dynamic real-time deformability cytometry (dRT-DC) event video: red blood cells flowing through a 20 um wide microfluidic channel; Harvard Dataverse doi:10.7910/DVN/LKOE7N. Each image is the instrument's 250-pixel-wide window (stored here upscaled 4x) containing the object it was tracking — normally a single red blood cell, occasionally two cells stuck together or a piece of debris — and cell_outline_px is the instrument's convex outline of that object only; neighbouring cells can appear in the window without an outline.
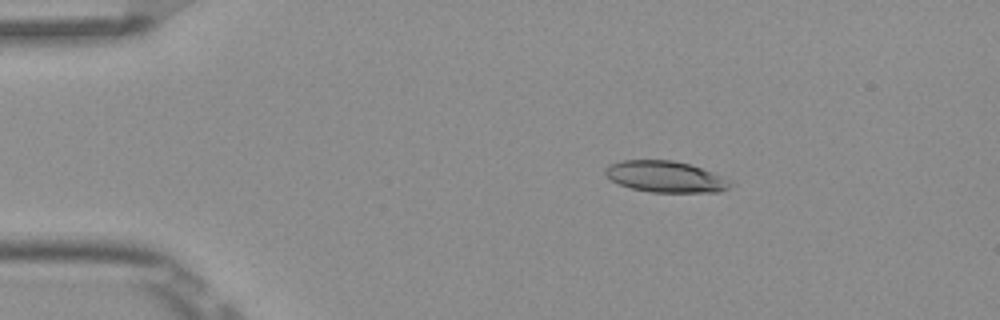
{"species": "Egyptian fruit bat (a non-hibernating species)", "species_latin": "Rousettus aegyptiacus", "temperature_condition": "room temperature", "stored_images_in_passage": 5, "camera_frame_rate_fps": 3000, "um_per_image_px": 0.085, "frame": {"image": 1, "passage_image": 2, "time_ms": 0.333, "image_size_px": [1000, 320], "cell_outline_px": [[736, 184], [720, 192], [652, 192], [632, 188], [620, 184], [612, 180], [604, 172], [604, 168], [608, 164], [624, 160], [672, 160], [688, 164], [700, 168], [732, 180]], "centroid_in_image_um": [56.59, 15.02], "position_along_channel_um": 28.4, "area_um2": 22.72}}
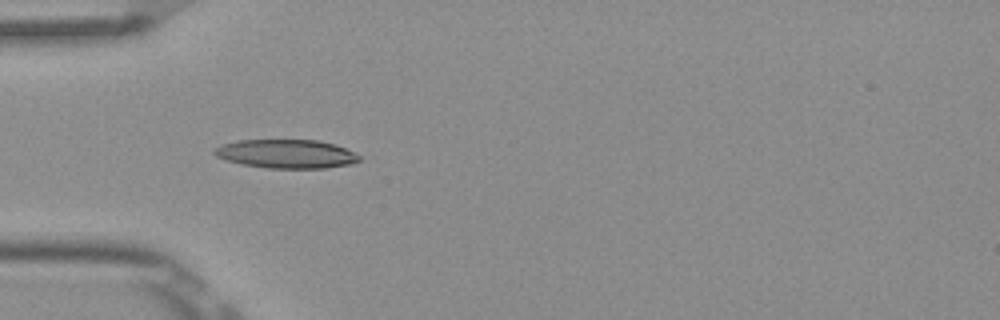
{"frame": {"image": 2, "passage_image": 4, "time_ms": 1.0, "image_size_px": [1000, 320], "cell_outline_px": [[360, 160], [352, 164], [324, 168], [268, 168], [240, 164], [216, 156], [212, 152], [212, 148], [224, 144], [240, 140], [316, 140], [332, 144], [344, 148], [360, 156]], "centroid_in_image_um": [24.31, 13.08], "position_along_channel_um": 60.7, "area_um2": 24.1}}
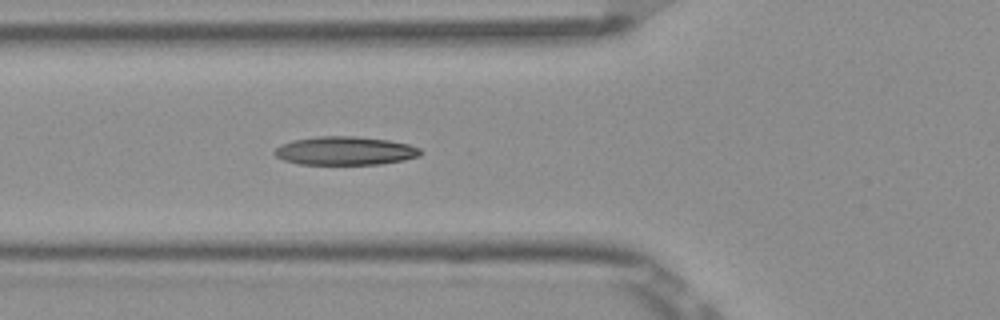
{"frame": {"image": 3, "passage_image": 5, "time_ms": 1.333, "image_size_px": [1000, 320], "cell_outline_px": [[420, 156], [404, 160], [380, 164], [300, 164], [284, 160], [276, 156], [272, 152], [280, 144], [292, 140], [320, 136], [356, 136], [388, 140], [408, 144], [420, 148]], "centroid_in_image_um": [29.31, 12.81], "position_along_channel_um": 96.5, "area_um2": 24.22}}